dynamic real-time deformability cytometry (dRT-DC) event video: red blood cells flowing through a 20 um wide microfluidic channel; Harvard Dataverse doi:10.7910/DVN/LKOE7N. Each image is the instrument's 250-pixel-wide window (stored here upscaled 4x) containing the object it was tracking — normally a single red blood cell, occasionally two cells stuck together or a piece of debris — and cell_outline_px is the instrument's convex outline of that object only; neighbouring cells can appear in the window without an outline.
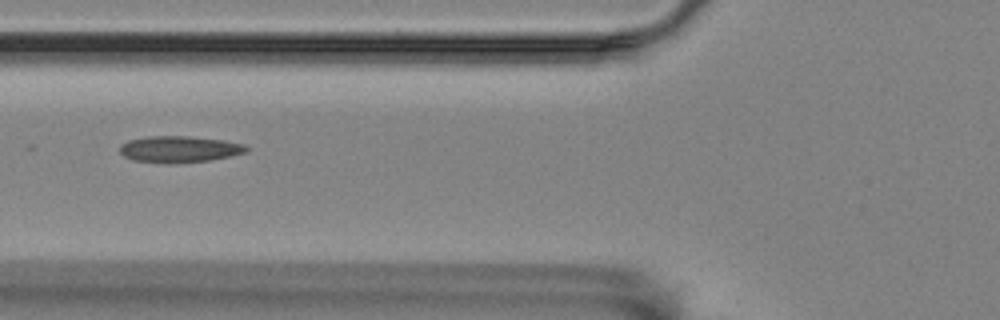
{"species": "Egyptian fruit bat (a non-hibernating species)", "species_latin": "Rousettus aegyptiacus", "temperature_condition": "room temperature", "stored_images_in_passage": 9, "camera_frame_rate_fps": 3000, "um_per_image_px": 0.085, "animal": {"sex": "female"}, "frame": {"image": 1, "passage_image": 2, "time_ms": 0.333, "image_size_px": [1000, 320], "cell_outline_px": [[248, 152], [208, 160], [168, 164], [164, 164], [132, 160], [124, 156], [120, 152], [120, 144], [128, 140], [148, 136], [188, 136], [224, 140], [244, 144], [248, 148]], "centroid_in_image_um": [15.2, 12.68], "position_along_channel_um": 110.6, "area_um2": 19.59}}
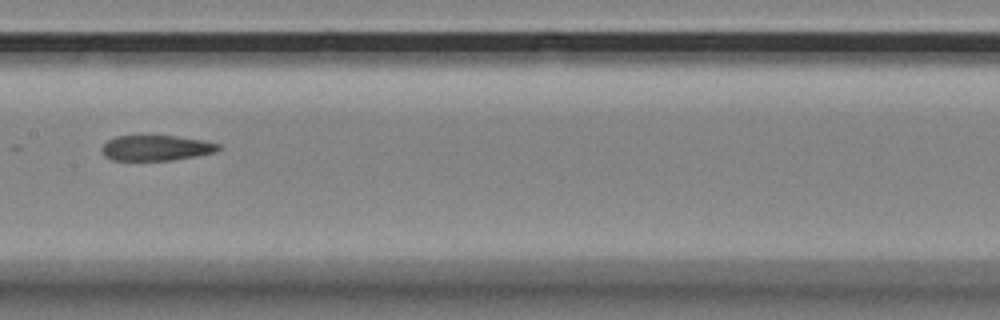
{"frame": {"image": 2, "passage_image": 4, "time_ms": 1.0, "image_size_px": [1000, 320], "cell_outline_px": [[220, 148], [216, 152], [196, 156], [172, 160], [112, 160], [104, 156], [100, 148], [108, 140], [116, 136], [176, 136], [200, 140], [220, 144]], "centroid_in_image_um": [13.25, 12.58], "position_along_channel_um": 194.2, "area_um2": 17.17}}
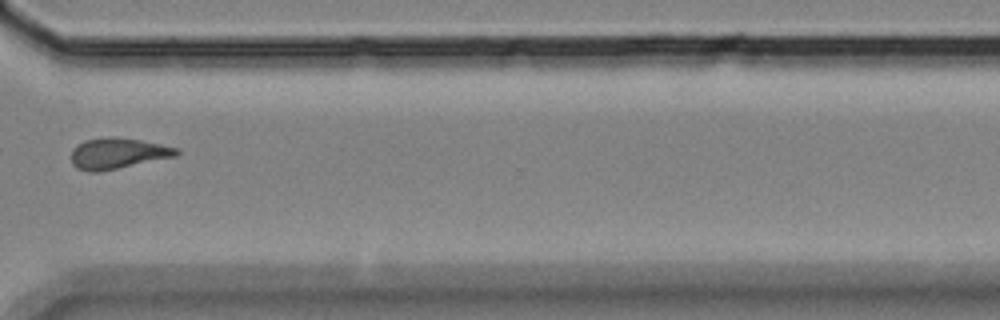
{"frame": {"image": 3, "passage_image": 8, "time_ms": 2.333, "image_size_px": [1000, 320], "cell_outline_px": [[180, 152], [176, 156], [100, 172], [88, 172], [76, 168], [72, 164], [72, 148], [76, 144], [84, 140], [108, 136], [116, 136], [140, 140], [180, 148]], "centroid_in_image_um": [9.98, 13.03], "position_along_channel_um": 360.6, "area_um2": 19.19}}